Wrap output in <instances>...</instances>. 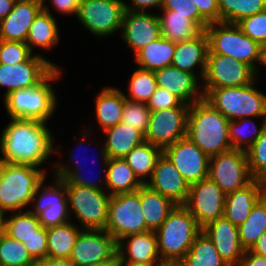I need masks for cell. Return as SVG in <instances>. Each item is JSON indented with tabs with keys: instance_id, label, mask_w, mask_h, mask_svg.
I'll return each instance as SVG.
<instances>
[{
	"instance_id": "6da1fadb",
	"label": "cell",
	"mask_w": 266,
	"mask_h": 266,
	"mask_svg": "<svg viewBox=\"0 0 266 266\" xmlns=\"http://www.w3.org/2000/svg\"><path fill=\"white\" fill-rule=\"evenodd\" d=\"M0 138L3 158L0 162L40 167L49 159L53 149V135L47 123L22 118H10Z\"/></svg>"
},
{
	"instance_id": "7a4b0ae2",
	"label": "cell",
	"mask_w": 266,
	"mask_h": 266,
	"mask_svg": "<svg viewBox=\"0 0 266 266\" xmlns=\"http://www.w3.org/2000/svg\"><path fill=\"white\" fill-rule=\"evenodd\" d=\"M229 120L206 100L190 105L186 136L209 157L231 150Z\"/></svg>"
},
{
	"instance_id": "3957f363",
	"label": "cell",
	"mask_w": 266,
	"mask_h": 266,
	"mask_svg": "<svg viewBox=\"0 0 266 266\" xmlns=\"http://www.w3.org/2000/svg\"><path fill=\"white\" fill-rule=\"evenodd\" d=\"M254 84L255 81L240 87L203 88L202 92L204 100L229 121L261 116L266 119V94Z\"/></svg>"
},
{
	"instance_id": "277c9868",
	"label": "cell",
	"mask_w": 266,
	"mask_h": 266,
	"mask_svg": "<svg viewBox=\"0 0 266 266\" xmlns=\"http://www.w3.org/2000/svg\"><path fill=\"white\" fill-rule=\"evenodd\" d=\"M45 175L42 169L31 165L0 162V212L22 211L31 204Z\"/></svg>"
},
{
	"instance_id": "5b68a950",
	"label": "cell",
	"mask_w": 266,
	"mask_h": 266,
	"mask_svg": "<svg viewBox=\"0 0 266 266\" xmlns=\"http://www.w3.org/2000/svg\"><path fill=\"white\" fill-rule=\"evenodd\" d=\"M60 75L61 70L57 67L40 84L7 94L4 104L10 118L32 119L46 123L57 108L55 89L50 82L58 79Z\"/></svg>"
},
{
	"instance_id": "8992f818",
	"label": "cell",
	"mask_w": 266,
	"mask_h": 266,
	"mask_svg": "<svg viewBox=\"0 0 266 266\" xmlns=\"http://www.w3.org/2000/svg\"><path fill=\"white\" fill-rule=\"evenodd\" d=\"M201 232L189 210L184 205H176L155 231L160 258L182 261Z\"/></svg>"
},
{
	"instance_id": "52a82bcc",
	"label": "cell",
	"mask_w": 266,
	"mask_h": 266,
	"mask_svg": "<svg viewBox=\"0 0 266 266\" xmlns=\"http://www.w3.org/2000/svg\"><path fill=\"white\" fill-rule=\"evenodd\" d=\"M205 32L209 41L208 54L232 57L248 64L258 73L256 61L262 65L263 47L245 35L235 23H209Z\"/></svg>"
},
{
	"instance_id": "ba28073f",
	"label": "cell",
	"mask_w": 266,
	"mask_h": 266,
	"mask_svg": "<svg viewBox=\"0 0 266 266\" xmlns=\"http://www.w3.org/2000/svg\"><path fill=\"white\" fill-rule=\"evenodd\" d=\"M141 209L140 188L133 193L111 196L105 230L117 242L125 236L148 232Z\"/></svg>"
},
{
	"instance_id": "9c48e42d",
	"label": "cell",
	"mask_w": 266,
	"mask_h": 266,
	"mask_svg": "<svg viewBox=\"0 0 266 266\" xmlns=\"http://www.w3.org/2000/svg\"><path fill=\"white\" fill-rule=\"evenodd\" d=\"M66 190L69 213L74 212L82 228L105 229L111 195L104 190L74 185H66Z\"/></svg>"
},
{
	"instance_id": "30bf717a",
	"label": "cell",
	"mask_w": 266,
	"mask_h": 266,
	"mask_svg": "<svg viewBox=\"0 0 266 266\" xmlns=\"http://www.w3.org/2000/svg\"><path fill=\"white\" fill-rule=\"evenodd\" d=\"M225 194L249 185L252 178L246 151L231 149L209 159V175Z\"/></svg>"
},
{
	"instance_id": "8fae6325",
	"label": "cell",
	"mask_w": 266,
	"mask_h": 266,
	"mask_svg": "<svg viewBox=\"0 0 266 266\" xmlns=\"http://www.w3.org/2000/svg\"><path fill=\"white\" fill-rule=\"evenodd\" d=\"M54 179V186H43L45 178L39 183L31 202L34 206L33 211L29 210L37 216L44 228L60 226L71 220L65 181L57 177Z\"/></svg>"
},
{
	"instance_id": "7c38bea8",
	"label": "cell",
	"mask_w": 266,
	"mask_h": 266,
	"mask_svg": "<svg viewBox=\"0 0 266 266\" xmlns=\"http://www.w3.org/2000/svg\"><path fill=\"white\" fill-rule=\"evenodd\" d=\"M125 10L123 0H81L76 17L93 35L106 37L122 29Z\"/></svg>"
},
{
	"instance_id": "4fadbf2b",
	"label": "cell",
	"mask_w": 266,
	"mask_h": 266,
	"mask_svg": "<svg viewBox=\"0 0 266 266\" xmlns=\"http://www.w3.org/2000/svg\"><path fill=\"white\" fill-rule=\"evenodd\" d=\"M257 72L232 57L208 54L203 88L240 87L253 83Z\"/></svg>"
},
{
	"instance_id": "5bb4252c",
	"label": "cell",
	"mask_w": 266,
	"mask_h": 266,
	"mask_svg": "<svg viewBox=\"0 0 266 266\" xmlns=\"http://www.w3.org/2000/svg\"><path fill=\"white\" fill-rule=\"evenodd\" d=\"M189 109L190 107H172L151 111L145 141L163 150L186 137Z\"/></svg>"
},
{
	"instance_id": "9a60e30c",
	"label": "cell",
	"mask_w": 266,
	"mask_h": 266,
	"mask_svg": "<svg viewBox=\"0 0 266 266\" xmlns=\"http://www.w3.org/2000/svg\"><path fill=\"white\" fill-rule=\"evenodd\" d=\"M54 63L40 54L15 64L0 63V86L6 87L4 97L14 90L27 89L43 82L55 69Z\"/></svg>"
},
{
	"instance_id": "2e32d148",
	"label": "cell",
	"mask_w": 266,
	"mask_h": 266,
	"mask_svg": "<svg viewBox=\"0 0 266 266\" xmlns=\"http://www.w3.org/2000/svg\"><path fill=\"white\" fill-rule=\"evenodd\" d=\"M225 200L226 194L208 177L190 185L184 206L195 217L198 225L203 228L224 216Z\"/></svg>"
},
{
	"instance_id": "e0dca14e",
	"label": "cell",
	"mask_w": 266,
	"mask_h": 266,
	"mask_svg": "<svg viewBox=\"0 0 266 266\" xmlns=\"http://www.w3.org/2000/svg\"><path fill=\"white\" fill-rule=\"evenodd\" d=\"M69 259L75 266H90L106 259H119L117 241L105 229H83Z\"/></svg>"
},
{
	"instance_id": "ac0fdd59",
	"label": "cell",
	"mask_w": 266,
	"mask_h": 266,
	"mask_svg": "<svg viewBox=\"0 0 266 266\" xmlns=\"http://www.w3.org/2000/svg\"><path fill=\"white\" fill-rule=\"evenodd\" d=\"M163 154L189 185L208 178L210 157L187 136L164 148Z\"/></svg>"
},
{
	"instance_id": "d6986e66",
	"label": "cell",
	"mask_w": 266,
	"mask_h": 266,
	"mask_svg": "<svg viewBox=\"0 0 266 266\" xmlns=\"http://www.w3.org/2000/svg\"><path fill=\"white\" fill-rule=\"evenodd\" d=\"M121 31L123 41L136 54L161 37L160 20L157 14L125 10Z\"/></svg>"
},
{
	"instance_id": "ffe728a7",
	"label": "cell",
	"mask_w": 266,
	"mask_h": 266,
	"mask_svg": "<svg viewBox=\"0 0 266 266\" xmlns=\"http://www.w3.org/2000/svg\"><path fill=\"white\" fill-rule=\"evenodd\" d=\"M146 185L177 205L186 203L190 189L188 182L163 153L158 158L152 177Z\"/></svg>"
},
{
	"instance_id": "44dd1931",
	"label": "cell",
	"mask_w": 266,
	"mask_h": 266,
	"mask_svg": "<svg viewBox=\"0 0 266 266\" xmlns=\"http://www.w3.org/2000/svg\"><path fill=\"white\" fill-rule=\"evenodd\" d=\"M202 231L212 241L218 254L228 266H240L245 249L239 240L238 226L222 216L207 224Z\"/></svg>"
},
{
	"instance_id": "7402d4cb",
	"label": "cell",
	"mask_w": 266,
	"mask_h": 266,
	"mask_svg": "<svg viewBox=\"0 0 266 266\" xmlns=\"http://www.w3.org/2000/svg\"><path fill=\"white\" fill-rule=\"evenodd\" d=\"M158 87L165 88L177 96L183 103L192 105L204 99V93L198 89L197 75L182 71L173 66L154 71Z\"/></svg>"
},
{
	"instance_id": "603a6c76",
	"label": "cell",
	"mask_w": 266,
	"mask_h": 266,
	"mask_svg": "<svg viewBox=\"0 0 266 266\" xmlns=\"http://www.w3.org/2000/svg\"><path fill=\"white\" fill-rule=\"evenodd\" d=\"M43 6L31 0H17L12 11L0 20V40L26 42L29 28Z\"/></svg>"
},
{
	"instance_id": "cb8c5ba5",
	"label": "cell",
	"mask_w": 266,
	"mask_h": 266,
	"mask_svg": "<svg viewBox=\"0 0 266 266\" xmlns=\"http://www.w3.org/2000/svg\"><path fill=\"white\" fill-rule=\"evenodd\" d=\"M158 15L161 36L173 43L195 38L209 24L200 14H181L172 10H162Z\"/></svg>"
},
{
	"instance_id": "d4e9b609",
	"label": "cell",
	"mask_w": 266,
	"mask_h": 266,
	"mask_svg": "<svg viewBox=\"0 0 266 266\" xmlns=\"http://www.w3.org/2000/svg\"><path fill=\"white\" fill-rule=\"evenodd\" d=\"M100 151L104 164L103 182L111 196L136 192L143 183L133 172L124 158H108L104 146Z\"/></svg>"
},
{
	"instance_id": "484cf974",
	"label": "cell",
	"mask_w": 266,
	"mask_h": 266,
	"mask_svg": "<svg viewBox=\"0 0 266 266\" xmlns=\"http://www.w3.org/2000/svg\"><path fill=\"white\" fill-rule=\"evenodd\" d=\"M265 194L266 183L259 180H253L246 187L226 194L224 216L233 225L240 226Z\"/></svg>"
},
{
	"instance_id": "4316f807",
	"label": "cell",
	"mask_w": 266,
	"mask_h": 266,
	"mask_svg": "<svg viewBox=\"0 0 266 266\" xmlns=\"http://www.w3.org/2000/svg\"><path fill=\"white\" fill-rule=\"evenodd\" d=\"M208 52V37L205 30H202L195 38L176 43L171 66L195 75L193 68L198 65V76L203 80Z\"/></svg>"
},
{
	"instance_id": "83f0119b",
	"label": "cell",
	"mask_w": 266,
	"mask_h": 266,
	"mask_svg": "<svg viewBox=\"0 0 266 266\" xmlns=\"http://www.w3.org/2000/svg\"><path fill=\"white\" fill-rule=\"evenodd\" d=\"M126 239H129V241H123ZM117 254L119 261L153 264L155 261L161 259L158 252L155 231H148L140 235L125 236L121 238L117 242Z\"/></svg>"
},
{
	"instance_id": "f1b7e54d",
	"label": "cell",
	"mask_w": 266,
	"mask_h": 266,
	"mask_svg": "<svg viewBox=\"0 0 266 266\" xmlns=\"http://www.w3.org/2000/svg\"><path fill=\"white\" fill-rule=\"evenodd\" d=\"M103 134H106L103 145L108 158H123L145 141L139 130L123 122L106 129Z\"/></svg>"
},
{
	"instance_id": "f546056e",
	"label": "cell",
	"mask_w": 266,
	"mask_h": 266,
	"mask_svg": "<svg viewBox=\"0 0 266 266\" xmlns=\"http://www.w3.org/2000/svg\"><path fill=\"white\" fill-rule=\"evenodd\" d=\"M140 202L149 231H156L177 205L171 199L154 191L146 184L140 187Z\"/></svg>"
},
{
	"instance_id": "4dcf8cb0",
	"label": "cell",
	"mask_w": 266,
	"mask_h": 266,
	"mask_svg": "<svg viewBox=\"0 0 266 266\" xmlns=\"http://www.w3.org/2000/svg\"><path fill=\"white\" fill-rule=\"evenodd\" d=\"M125 102V94L115 87H106L99 92L95 112L103 131L121 122Z\"/></svg>"
},
{
	"instance_id": "1f68e13d",
	"label": "cell",
	"mask_w": 266,
	"mask_h": 266,
	"mask_svg": "<svg viewBox=\"0 0 266 266\" xmlns=\"http://www.w3.org/2000/svg\"><path fill=\"white\" fill-rule=\"evenodd\" d=\"M49 10L47 4H44L43 9L35 17L29 28L26 43L31 52H33L32 47L34 46L47 50L59 42L57 21Z\"/></svg>"
},
{
	"instance_id": "d6a6232c",
	"label": "cell",
	"mask_w": 266,
	"mask_h": 266,
	"mask_svg": "<svg viewBox=\"0 0 266 266\" xmlns=\"http://www.w3.org/2000/svg\"><path fill=\"white\" fill-rule=\"evenodd\" d=\"M175 48L176 43L161 36L135 54L136 65L150 71L171 66Z\"/></svg>"
},
{
	"instance_id": "836d02e7",
	"label": "cell",
	"mask_w": 266,
	"mask_h": 266,
	"mask_svg": "<svg viewBox=\"0 0 266 266\" xmlns=\"http://www.w3.org/2000/svg\"><path fill=\"white\" fill-rule=\"evenodd\" d=\"M80 229L68 222L60 226L47 228V256L54 258H70Z\"/></svg>"
},
{
	"instance_id": "e575fe53",
	"label": "cell",
	"mask_w": 266,
	"mask_h": 266,
	"mask_svg": "<svg viewBox=\"0 0 266 266\" xmlns=\"http://www.w3.org/2000/svg\"><path fill=\"white\" fill-rule=\"evenodd\" d=\"M163 150L149 142L144 141L141 145L133 148L124 158L128 165L132 168L138 179L146 184L152 177L156 162L162 155Z\"/></svg>"
},
{
	"instance_id": "d590c367",
	"label": "cell",
	"mask_w": 266,
	"mask_h": 266,
	"mask_svg": "<svg viewBox=\"0 0 266 266\" xmlns=\"http://www.w3.org/2000/svg\"><path fill=\"white\" fill-rule=\"evenodd\" d=\"M183 266H228L220 257L216 247L202 231L182 260Z\"/></svg>"
},
{
	"instance_id": "8d00e7d4",
	"label": "cell",
	"mask_w": 266,
	"mask_h": 266,
	"mask_svg": "<svg viewBox=\"0 0 266 266\" xmlns=\"http://www.w3.org/2000/svg\"><path fill=\"white\" fill-rule=\"evenodd\" d=\"M266 231V194L255 204L250 215L238 226L239 240L245 250L257 242Z\"/></svg>"
},
{
	"instance_id": "74e56055",
	"label": "cell",
	"mask_w": 266,
	"mask_h": 266,
	"mask_svg": "<svg viewBox=\"0 0 266 266\" xmlns=\"http://www.w3.org/2000/svg\"><path fill=\"white\" fill-rule=\"evenodd\" d=\"M220 22L235 23L266 10V0H218Z\"/></svg>"
},
{
	"instance_id": "f35d334b",
	"label": "cell",
	"mask_w": 266,
	"mask_h": 266,
	"mask_svg": "<svg viewBox=\"0 0 266 266\" xmlns=\"http://www.w3.org/2000/svg\"><path fill=\"white\" fill-rule=\"evenodd\" d=\"M13 216L4 219V233L9 237L23 242L31 236H39L40 222L29 210L13 212Z\"/></svg>"
},
{
	"instance_id": "ab89813d",
	"label": "cell",
	"mask_w": 266,
	"mask_h": 266,
	"mask_svg": "<svg viewBox=\"0 0 266 266\" xmlns=\"http://www.w3.org/2000/svg\"><path fill=\"white\" fill-rule=\"evenodd\" d=\"M249 126H251L253 129ZM265 127L266 119L263 120L260 128H257L255 122L251 118H243L230 121L228 125V131L232 149H239L243 151L248 150L261 136ZM250 129L251 134H247L246 131H248L249 133Z\"/></svg>"
},
{
	"instance_id": "60d3db41",
	"label": "cell",
	"mask_w": 266,
	"mask_h": 266,
	"mask_svg": "<svg viewBox=\"0 0 266 266\" xmlns=\"http://www.w3.org/2000/svg\"><path fill=\"white\" fill-rule=\"evenodd\" d=\"M129 97L131 101L147 103L157 88L154 71L139 68L135 70L128 85Z\"/></svg>"
},
{
	"instance_id": "b9f144b4",
	"label": "cell",
	"mask_w": 266,
	"mask_h": 266,
	"mask_svg": "<svg viewBox=\"0 0 266 266\" xmlns=\"http://www.w3.org/2000/svg\"><path fill=\"white\" fill-rule=\"evenodd\" d=\"M33 261L22 242L5 233L0 236V266H28Z\"/></svg>"
},
{
	"instance_id": "7bdbcfd3",
	"label": "cell",
	"mask_w": 266,
	"mask_h": 266,
	"mask_svg": "<svg viewBox=\"0 0 266 266\" xmlns=\"http://www.w3.org/2000/svg\"><path fill=\"white\" fill-rule=\"evenodd\" d=\"M246 154L252 178L266 183V127Z\"/></svg>"
},
{
	"instance_id": "ee69618b",
	"label": "cell",
	"mask_w": 266,
	"mask_h": 266,
	"mask_svg": "<svg viewBox=\"0 0 266 266\" xmlns=\"http://www.w3.org/2000/svg\"><path fill=\"white\" fill-rule=\"evenodd\" d=\"M150 113L151 110L148 108L147 103L126 99L121 122L130 124V126L145 135L149 126Z\"/></svg>"
},
{
	"instance_id": "f6af8a7d",
	"label": "cell",
	"mask_w": 266,
	"mask_h": 266,
	"mask_svg": "<svg viewBox=\"0 0 266 266\" xmlns=\"http://www.w3.org/2000/svg\"><path fill=\"white\" fill-rule=\"evenodd\" d=\"M80 146V145H79ZM82 146V145H81ZM75 160L72 156L69 161ZM77 161V162H76ZM74 164H76L74 167L71 168V166H66V164H58L56 165L55 170V176L57 178L63 179L65 181V185H74V186H81V187H90L98 190H104L103 188L104 184H99L96 181L85 178V176H82L81 172V166L76 160ZM72 170V171H71ZM87 177V176H86ZM103 188V189H102Z\"/></svg>"
},
{
	"instance_id": "bcb514c9",
	"label": "cell",
	"mask_w": 266,
	"mask_h": 266,
	"mask_svg": "<svg viewBox=\"0 0 266 266\" xmlns=\"http://www.w3.org/2000/svg\"><path fill=\"white\" fill-rule=\"evenodd\" d=\"M237 25L260 46H266V10L240 20Z\"/></svg>"
},
{
	"instance_id": "7dc6e473",
	"label": "cell",
	"mask_w": 266,
	"mask_h": 266,
	"mask_svg": "<svg viewBox=\"0 0 266 266\" xmlns=\"http://www.w3.org/2000/svg\"><path fill=\"white\" fill-rule=\"evenodd\" d=\"M32 52L26 42L0 40V63L15 64L26 61Z\"/></svg>"
},
{
	"instance_id": "c3c4849f",
	"label": "cell",
	"mask_w": 266,
	"mask_h": 266,
	"mask_svg": "<svg viewBox=\"0 0 266 266\" xmlns=\"http://www.w3.org/2000/svg\"><path fill=\"white\" fill-rule=\"evenodd\" d=\"M147 106L151 111L163 110L172 107H190L165 88L158 86L147 102Z\"/></svg>"
},
{
	"instance_id": "681fc988",
	"label": "cell",
	"mask_w": 266,
	"mask_h": 266,
	"mask_svg": "<svg viewBox=\"0 0 266 266\" xmlns=\"http://www.w3.org/2000/svg\"><path fill=\"white\" fill-rule=\"evenodd\" d=\"M23 245L34 260H43L47 257V228H39V236L25 239Z\"/></svg>"
},
{
	"instance_id": "f907efd6",
	"label": "cell",
	"mask_w": 266,
	"mask_h": 266,
	"mask_svg": "<svg viewBox=\"0 0 266 266\" xmlns=\"http://www.w3.org/2000/svg\"><path fill=\"white\" fill-rule=\"evenodd\" d=\"M191 4H195L199 14L208 22H220V11L218 0H191Z\"/></svg>"
},
{
	"instance_id": "816d5d0a",
	"label": "cell",
	"mask_w": 266,
	"mask_h": 266,
	"mask_svg": "<svg viewBox=\"0 0 266 266\" xmlns=\"http://www.w3.org/2000/svg\"><path fill=\"white\" fill-rule=\"evenodd\" d=\"M53 7L62 14H78L81 0H50Z\"/></svg>"
},
{
	"instance_id": "f5cc1de1",
	"label": "cell",
	"mask_w": 266,
	"mask_h": 266,
	"mask_svg": "<svg viewBox=\"0 0 266 266\" xmlns=\"http://www.w3.org/2000/svg\"><path fill=\"white\" fill-rule=\"evenodd\" d=\"M133 3L131 5H127L125 1H123L125 5L126 10L130 11H136V12H147L149 8H154V7H162V0H131Z\"/></svg>"
},
{
	"instance_id": "db71d44e",
	"label": "cell",
	"mask_w": 266,
	"mask_h": 266,
	"mask_svg": "<svg viewBox=\"0 0 266 266\" xmlns=\"http://www.w3.org/2000/svg\"><path fill=\"white\" fill-rule=\"evenodd\" d=\"M240 266H266V257L245 250Z\"/></svg>"
},
{
	"instance_id": "11a10c76",
	"label": "cell",
	"mask_w": 266,
	"mask_h": 266,
	"mask_svg": "<svg viewBox=\"0 0 266 266\" xmlns=\"http://www.w3.org/2000/svg\"><path fill=\"white\" fill-rule=\"evenodd\" d=\"M250 250L253 253L266 257V231L263 232Z\"/></svg>"
},
{
	"instance_id": "9f6ffc18",
	"label": "cell",
	"mask_w": 266,
	"mask_h": 266,
	"mask_svg": "<svg viewBox=\"0 0 266 266\" xmlns=\"http://www.w3.org/2000/svg\"><path fill=\"white\" fill-rule=\"evenodd\" d=\"M46 266H75L70 259L47 256L42 260Z\"/></svg>"
},
{
	"instance_id": "6f0895ef",
	"label": "cell",
	"mask_w": 266,
	"mask_h": 266,
	"mask_svg": "<svg viewBox=\"0 0 266 266\" xmlns=\"http://www.w3.org/2000/svg\"><path fill=\"white\" fill-rule=\"evenodd\" d=\"M161 10H172L176 13L181 14H199L198 8L195 4L192 6H181V7H161Z\"/></svg>"
},
{
	"instance_id": "680465c9",
	"label": "cell",
	"mask_w": 266,
	"mask_h": 266,
	"mask_svg": "<svg viewBox=\"0 0 266 266\" xmlns=\"http://www.w3.org/2000/svg\"><path fill=\"white\" fill-rule=\"evenodd\" d=\"M17 0H0V20L5 18L14 8Z\"/></svg>"
},
{
	"instance_id": "91938a15",
	"label": "cell",
	"mask_w": 266,
	"mask_h": 266,
	"mask_svg": "<svg viewBox=\"0 0 266 266\" xmlns=\"http://www.w3.org/2000/svg\"><path fill=\"white\" fill-rule=\"evenodd\" d=\"M192 6L191 0H162V7Z\"/></svg>"
},
{
	"instance_id": "94428289",
	"label": "cell",
	"mask_w": 266,
	"mask_h": 266,
	"mask_svg": "<svg viewBox=\"0 0 266 266\" xmlns=\"http://www.w3.org/2000/svg\"><path fill=\"white\" fill-rule=\"evenodd\" d=\"M152 266H183V264L179 260L159 259Z\"/></svg>"
},
{
	"instance_id": "6125c7cd",
	"label": "cell",
	"mask_w": 266,
	"mask_h": 266,
	"mask_svg": "<svg viewBox=\"0 0 266 266\" xmlns=\"http://www.w3.org/2000/svg\"><path fill=\"white\" fill-rule=\"evenodd\" d=\"M90 266H119V259H106Z\"/></svg>"
},
{
	"instance_id": "be15d7a7",
	"label": "cell",
	"mask_w": 266,
	"mask_h": 266,
	"mask_svg": "<svg viewBox=\"0 0 266 266\" xmlns=\"http://www.w3.org/2000/svg\"><path fill=\"white\" fill-rule=\"evenodd\" d=\"M120 266H152L153 264L137 263L132 261H119Z\"/></svg>"
},
{
	"instance_id": "e7e4bbea",
	"label": "cell",
	"mask_w": 266,
	"mask_h": 266,
	"mask_svg": "<svg viewBox=\"0 0 266 266\" xmlns=\"http://www.w3.org/2000/svg\"><path fill=\"white\" fill-rule=\"evenodd\" d=\"M4 215L2 212H0V236L4 233Z\"/></svg>"
},
{
	"instance_id": "03108f58",
	"label": "cell",
	"mask_w": 266,
	"mask_h": 266,
	"mask_svg": "<svg viewBox=\"0 0 266 266\" xmlns=\"http://www.w3.org/2000/svg\"><path fill=\"white\" fill-rule=\"evenodd\" d=\"M28 266H46L42 260H34L30 265Z\"/></svg>"
},
{
	"instance_id": "003e7915",
	"label": "cell",
	"mask_w": 266,
	"mask_h": 266,
	"mask_svg": "<svg viewBox=\"0 0 266 266\" xmlns=\"http://www.w3.org/2000/svg\"><path fill=\"white\" fill-rule=\"evenodd\" d=\"M262 65L266 67V46L263 47Z\"/></svg>"
},
{
	"instance_id": "a7ac6f4b",
	"label": "cell",
	"mask_w": 266,
	"mask_h": 266,
	"mask_svg": "<svg viewBox=\"0 0 266 266\" xmlns=\"http://www.w3.org/2000/svg\"><path fill=\"white\" fill-rule=\"evenodd\" d=\"M31 1L38 2V3H40L42 6L44 5V2H45V0H31Z\"/></svg>"
}]
</instances>
